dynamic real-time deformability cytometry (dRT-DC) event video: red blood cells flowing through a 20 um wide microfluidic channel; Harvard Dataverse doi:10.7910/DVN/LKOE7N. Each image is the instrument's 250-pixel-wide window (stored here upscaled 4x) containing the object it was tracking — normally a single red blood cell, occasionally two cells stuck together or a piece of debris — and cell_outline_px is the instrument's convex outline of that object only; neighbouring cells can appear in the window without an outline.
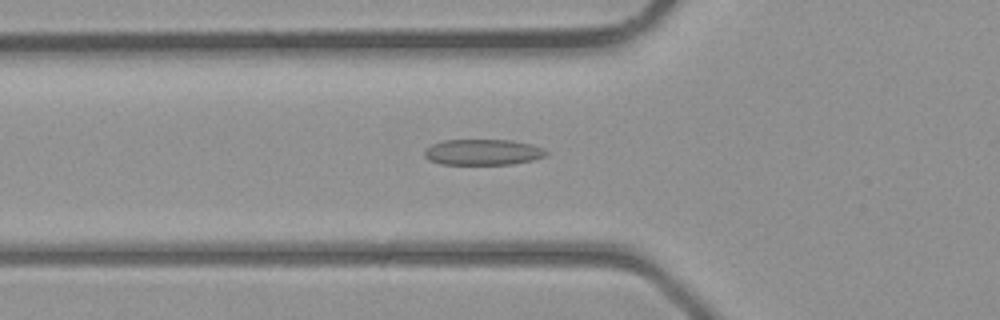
{"species": "common noctule bat (a hibernating species)", "species_latin": "Nyctalus noctula", "temperature_condition": "room temperature", "stored_images_in_passage": 36, "camera_frame_rate_fps": 3000, "um_per_image_px": 0.085, "animal": {"sex": "male", "body_mass_g": 23.1, "forearm_length_mm": 52.7}, "frame": {"image": 1, "passage_image": 13, "time_ms": 4.0, "image_size_px": [1000, 320], "cell_outline_px": [[548, 152], [544, 156], [532, 160], [512, 164], [440, 164], [428, 160], [424, 156], [424, 152], [432, 144], [444, 140], [512, 140], [532, 144], [544, 148]], "centroid_in_image_um": [41.05, 12.93], "position_along_channel_um": 84.8, "area_um2": 18.32}}
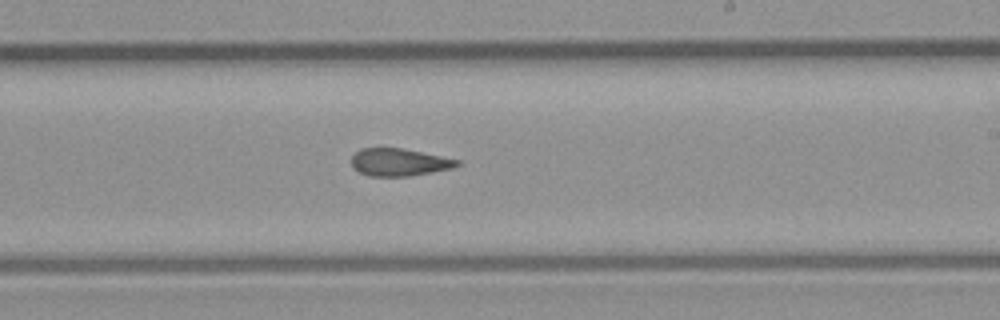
{"frame": {"image": 2, "passage_image": 23, "time_ms": 7.333, "image_size_px": [1000, 320], "cell_outline_px": [[460, 164], [452, 168], [432, 172], [408, 176], [368, 176], [352, 168], [352, 156], [360, 148], [404, 148], [460, 160]], "centroid_in_image_um": [33.91, 13.78], "position_along_channel_um": 255.1, "area_um2": 16.94}}
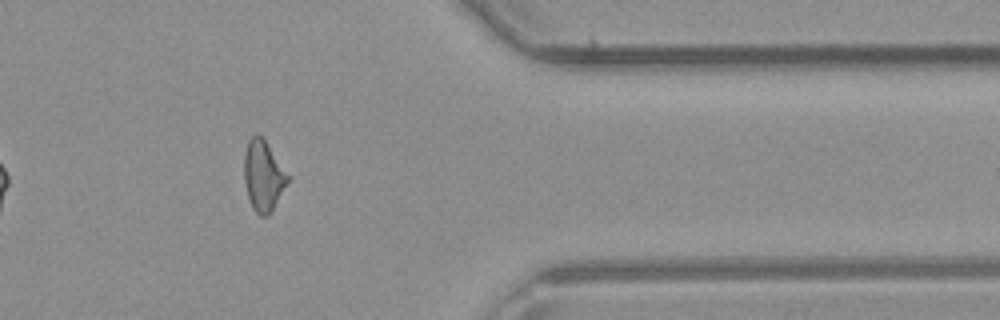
{"frame": {"image": 3, "passage_image": 32, "time_ms": 10.333, "image_size_px": [1000, 320], "cell_outline_px": [[288, 180], [272, 212], [268, 216], [260, 216], [252, 208], [248, 196], [244, 180], [244, 152], [248, 140], [256, 132], [264, 140], [288, 176]], "centroid_in_image_um": [22.33, 14.97], "position_along_channel_um": 389.1, "area_um2": 17.51}}